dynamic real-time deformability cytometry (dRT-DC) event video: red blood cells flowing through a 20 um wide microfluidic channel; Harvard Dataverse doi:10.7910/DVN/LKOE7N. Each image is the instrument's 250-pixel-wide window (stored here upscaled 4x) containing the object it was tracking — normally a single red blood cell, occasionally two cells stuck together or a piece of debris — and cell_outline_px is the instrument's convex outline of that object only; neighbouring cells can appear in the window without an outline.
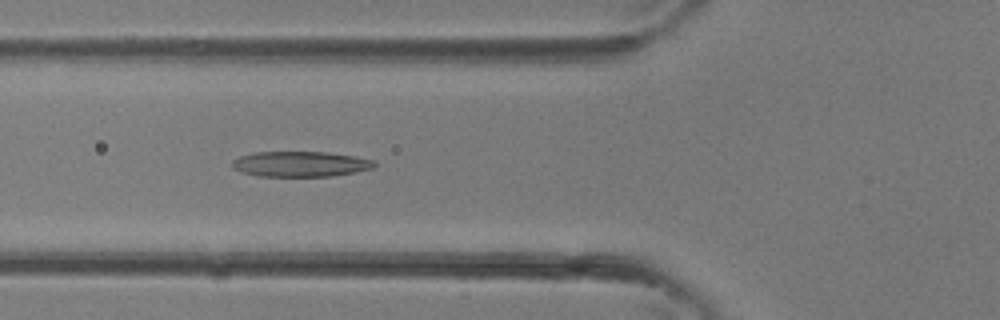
{"species": "common noctule bat (a hibernating species)", "species_latin": "Nyctalus noctula", "temperature_condition": "room temperature", "stored_images_in_passage": 12, "camera_frame_rate_fps": 3000, "um_per_image_px": 0.085, "animal": {"sex": "female"}, "frame": {"image": 1, "passage_image": 12, "time_ms": 3.667, "image_size_px": [1000, 320], "cell_outline_px": [[376, 164], [372, 168], [356, 172], [332, 176], [260, 176], [244, 172], [232, 168], [232, 160], [240, 156], [256, 152], [328, 152], [356, 156], [376, 160]], "centroid_in_image_um": [25.58, 13.93], "position_along_channel_um": 100.2, "area_um2": 21.04}}